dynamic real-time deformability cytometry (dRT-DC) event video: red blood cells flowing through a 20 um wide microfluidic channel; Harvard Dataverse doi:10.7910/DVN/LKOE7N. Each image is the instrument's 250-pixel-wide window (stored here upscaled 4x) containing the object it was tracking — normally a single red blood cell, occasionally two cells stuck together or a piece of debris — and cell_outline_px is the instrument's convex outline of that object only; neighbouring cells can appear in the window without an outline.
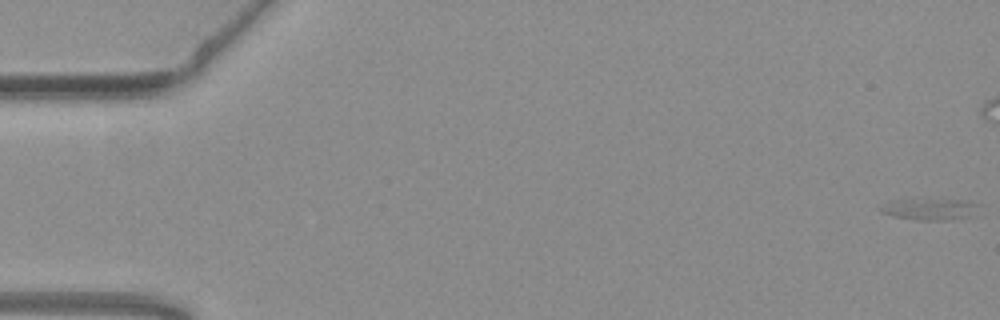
{"species": "common noctule bat (a hibernating species)", "species_latin": "Nyctalus noctula", "temperature_condition": "warm", "stored_images_in_passage": 45, "segment_of_instrument_passage": [1, 2], "camera_frame_rate_fps": 3000, "um_per_image_px": 0.085, "animal": {"sex": "female", "body_mass_g": 19.3, "forearm_length_mm": 54.1}, "frame": {"image": 1, "passage_image": 1, "time_ms": 0.0, "image_size_px": [1000, 320], "cell_outline_px": [[976, 204], [968, 216], [948, 220], [916, 220], [896, 216], [880, 212], [876, 208], [880, 204], [892, 200], [968, 200]], "centroid_in_image_um": [78.86, 17.78], "position_along_channel_um": 6.1, "area_um2": 11.85}}